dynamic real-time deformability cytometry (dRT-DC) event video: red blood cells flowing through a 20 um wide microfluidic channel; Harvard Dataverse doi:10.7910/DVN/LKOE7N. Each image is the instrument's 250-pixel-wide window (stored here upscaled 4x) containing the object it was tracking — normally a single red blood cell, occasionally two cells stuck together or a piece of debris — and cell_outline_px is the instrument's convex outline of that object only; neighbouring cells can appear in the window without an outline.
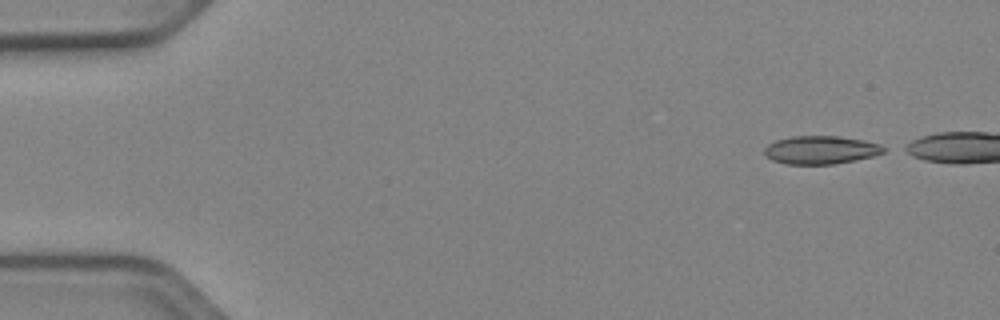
{"species": "Egyptian fruit bat (a non-hibernating species)", "species_latin": "Rousettus aegyptiacus", "temperature_condition": "cold", "stored_images_in_passage": 43, "camera_frame_rate_fps": 3000, "um_per_image_px": 0.085, "animal": {"sex": "female"}, "frame": {"image": 1, "passage_image": 1, "time_ms": 0.0, "image_size_px": [1000, 320], "cell_outline_px": [[888, 148], [884, 152], [872, 156], [836, 164], [788, 164], [772, 160], [764, 152], [764, 148], [768, 144], [776, 140], [792, 136], [836, 136], [860, 140], [880, 144]], "centroid_in_image_um": [69.76, 12.74], "position_along_channel_um": 15.2, "area_um2": 19.42}}
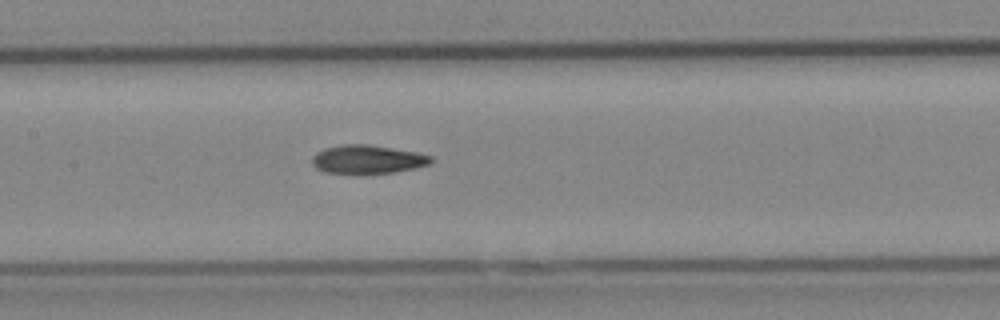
{"frame": {"image": 2, "passage_image": 22, "time_ms": 7.0, "image_size_px": [1000, 320], "cell_outline_px": [[432, 160], [428, 164], [396, 172], [360, 176], [356, 176], [324, 172], [316, 168], [312, 164], [312, 156], [316, 152], [324, 148], [344, 144], [368, 144], [416, 152], [432, 156]], "centroid_in_image_um": [31.17, 13.58], "position_along_channel_um": 176.2, "area_um2": 20.4}}
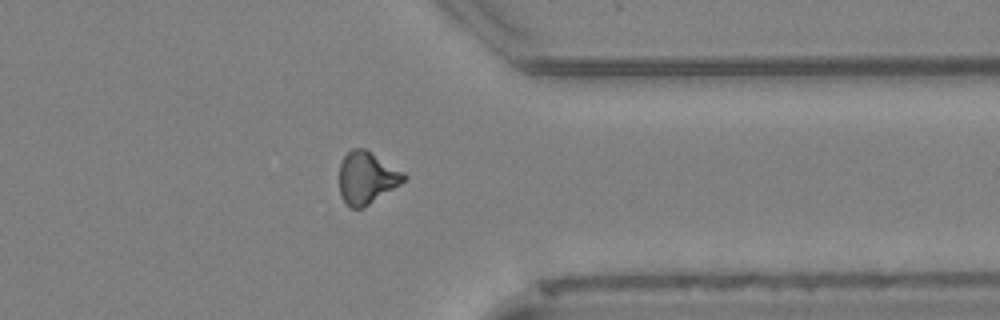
{"frame": {"image": 3, "passage_image": 38, "time_ms": 12.333, "image_size_px": [1000, 320], "cell_outline_px": [[408, 176], [400, 184], [364, 208], [352, 208], [340, 196], [340, 164], [344, 156], [352, 148], [364, 148], [404, 172]], "centroid_in_image_um": [31.17, 15.11], "position_along_channel_um": 380.2, "area_um2": 19.42}, "authors_computed_cell_mechanics": {"area_um2": 19.652, "velocity_mm_per_s": 3.9438, "shape_relaxation_time_tau1_ms": 8.0499, "shape_relaxation_time_tau2_ms": null, "deformation_change_tau1": 0.1566, "deformation_change_tau2": null}}